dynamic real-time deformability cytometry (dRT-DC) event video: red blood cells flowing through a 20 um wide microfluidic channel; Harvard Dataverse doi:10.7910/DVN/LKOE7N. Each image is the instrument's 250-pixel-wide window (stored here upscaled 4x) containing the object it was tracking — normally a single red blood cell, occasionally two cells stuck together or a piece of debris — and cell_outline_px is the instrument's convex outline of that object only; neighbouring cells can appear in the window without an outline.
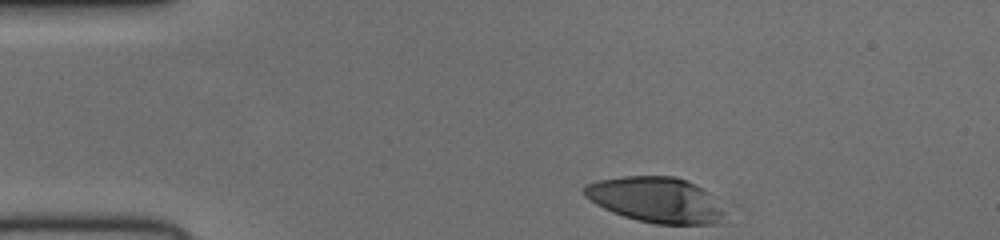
{"species": "human", "species_latin": "Homo sapiens", "temperature_condition": "cold", "stored_images_in_passage": 34, "camera_frame_rate_fps": 3000, "um_per_image_px": 0.085, "donor": {"sex": "female"}, "frame": {"image": 1, "passage_image": 1, "time_ms": 0.0, "image_size_px": [1000, 240], "cell_outline_px": [[720, 224], [656, 224], [636, 220], [612, 212], [596, 204], [584, 196], [584, 184], [596, 180], [624, 176], [676, 176], [688, 180], [708, 192], [720, 212]], "centroid_in_image_um": [55.65, 16.97], "position_along_channel_um": 29.4, "area_um2": 36.76}}
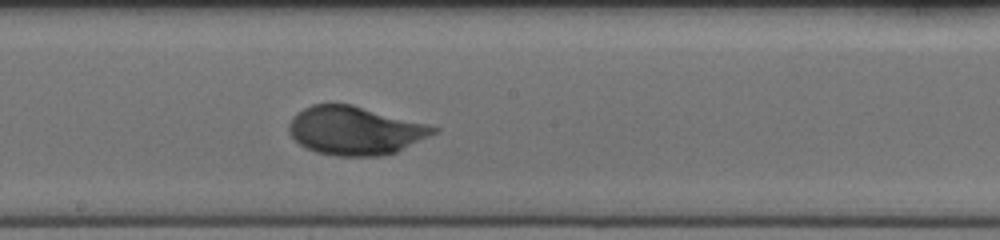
{"frame": {"image": 2, "passage_image": 20, "time_ms": 6.333, "image_size_px": [1000, 240], "cell_outline_px": [[440, 132], [396, 152], [380, 156], [336, 156], [316, 152], [300, 144], [288, 132], [288, 124], [292, 116], [304, 108], [312, 104], [352, 104], [428, 124], [440, 128]], "centroid_in_image_um": [30.21, 11.1], "position_along_channel_um": 218.0, "area_um2": 40.98}}
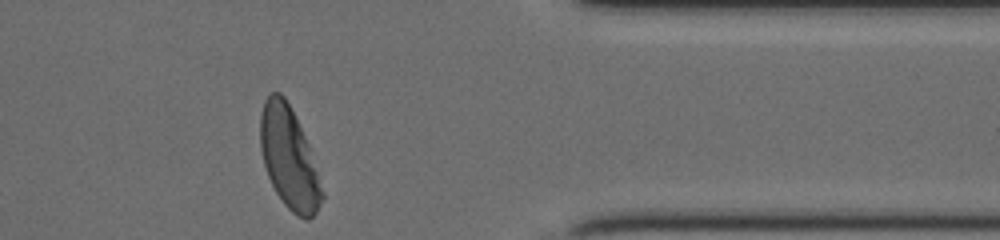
{"frame": {"image": 3, "passage_image": 34, "time_ms": 11.0, "image_size_px": [1000, 240], "cell_outline_px": [[324, 196], [316, 212], [308, 220], [292, 212], [284, 204], [276, 192], [268, 176], [264, 164], [260, 148], [260, 112], [264, 100], [272, 92], [280, 92], [284, 96], [308, 144], [324, 192]], "centroid_in_image_um": [24.55, 13.43], "position_along_channel_um": 386.9, "area_um2": 35.89}}